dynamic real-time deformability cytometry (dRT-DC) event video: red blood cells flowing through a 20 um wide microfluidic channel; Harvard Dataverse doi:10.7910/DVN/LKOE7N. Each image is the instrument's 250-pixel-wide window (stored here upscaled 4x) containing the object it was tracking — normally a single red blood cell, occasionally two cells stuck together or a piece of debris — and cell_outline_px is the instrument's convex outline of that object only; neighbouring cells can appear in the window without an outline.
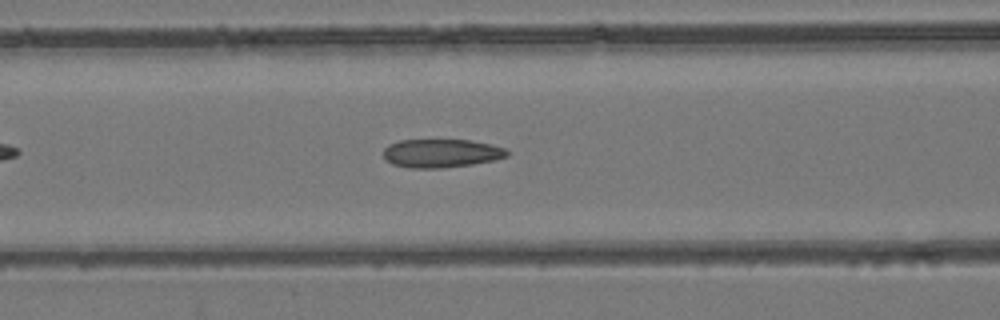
{"species": "common noctule bat (a hibernating species)", "species_latin": "Nyctalus noctula", "temperature_condition": "room temperature", "stored_images_in_passage": 42, "camera_frame_rate_fps": 3000, "um_per_image_px": 0.085, "animal": {"sex": "female", "body_mass_g": 24.6, "forearm_length_mm": 56.2}, "frame": {"image": 1, "passage_image": 11, "time_ms": 3.333, "image_size_px": [1000, 320], "cell_outline_px": [[508, 156], [496, 160], [472, 164], [444, 168], [408, 168], [392, 164], [384, 160], [384, 148], [388, 144], [400, 140], [468, 140], [488, 144], [504, 148], [508, 152]], "centroid_in_image_um": [37.46, 13.04], "position_along_channel_um": 129.1, "area_um2": 20.58}}
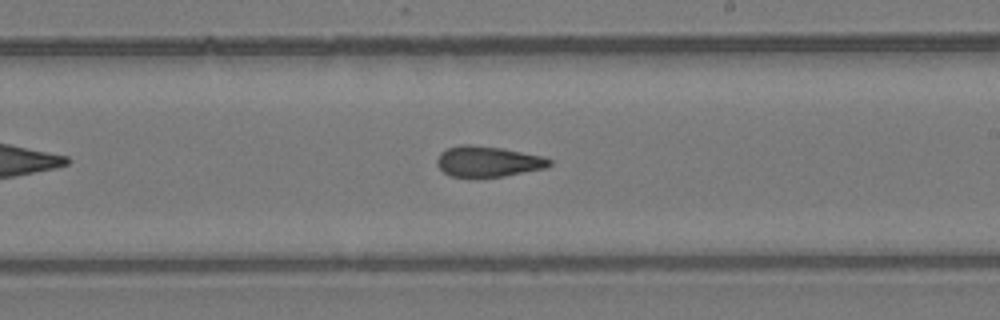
{"frame": {"image": 2, "passage_image": 20, "time_ms": 6.333, "image_size_px": [1000, 320], "cell_outline_px": [[552, 164], [544, 168], [504, 176], [452, 176], [444, 172], [436, 164], [436, 160], [440, 152], [448, 148], [460, 144], [468, 144], [500, 148], [544, 156], [552, 160]], "centroid_in_image_um": [41.47, 13.71], "position_along_channel_um": 247.5, "area_um2": 19.83}}
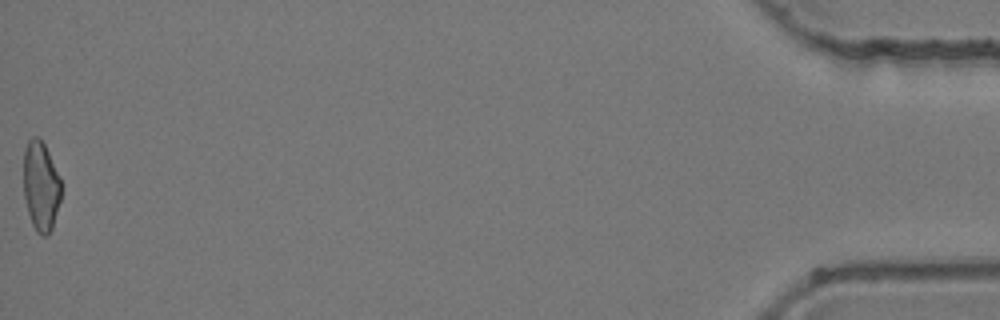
{"frame": {"image": 3, "passage_image": 42, "time_ms": 13.667, "image_size_px": [1000, 320], "cell_outline_px": [[60, 200], [52, 228], [44, 236], [36, 232], [32, 224], [28, 212], [24, 196], [24, 148], [28, 140], [32, 136], [36, 136], [44, 144], [60, 176]], "centroid_in_image_um": [3.46, 15.8], "position_along_channel_um": 431.7, "area_um2": 19.42}, "authors_computed_cell_mechanics": {"area_um2": 20.3456, "velocity_mm_per_s": 3.9555, "shape_relaxation_time_tau1_ms": null, "shape_relaxation_time_tau2_ms": 2.6023, "deformation_change_tau1": null, "deformation_change_tau2": 0.1097}}